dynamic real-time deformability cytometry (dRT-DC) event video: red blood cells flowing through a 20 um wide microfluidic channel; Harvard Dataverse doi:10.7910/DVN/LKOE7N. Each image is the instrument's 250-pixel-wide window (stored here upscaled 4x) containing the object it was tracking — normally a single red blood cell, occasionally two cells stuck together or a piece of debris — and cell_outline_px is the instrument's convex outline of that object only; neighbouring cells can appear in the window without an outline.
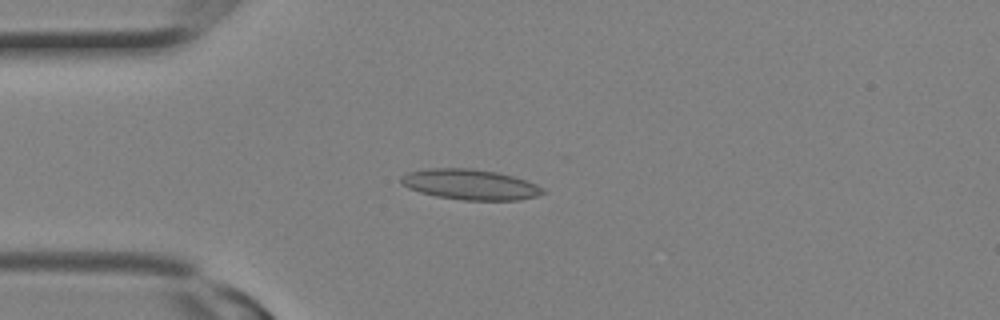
{"species": "Egyptian fruit bat (a non-hibernating species)", "species_latin": "Rousettus aegyptiacus", "temperature_condition": "room temperature", "stored_images_in_passage": 1, "camera_frame_rate_fps": 3000, "um_per_image_px": 0.085, "animal": {"sex": "female"}, "frame": {"image": 1, "passage_image": 1, "time_ms": 0.0, "image_size_px": [1000, 320], "cell_outline_px": [[544, 192], [536, 196], [520, 200], [464, 200], [436, 196], [420, 192], [408, 188], [400, 184], [400, 176], [408, 172], [428, 168], [472, 168], [496, 172], [512, 176], [536, 184], [544, 188]], "centroid_in_image_um": [39.92, 15.68], "position_along_channel_um": 45.1, "area_um2": 25.14}}